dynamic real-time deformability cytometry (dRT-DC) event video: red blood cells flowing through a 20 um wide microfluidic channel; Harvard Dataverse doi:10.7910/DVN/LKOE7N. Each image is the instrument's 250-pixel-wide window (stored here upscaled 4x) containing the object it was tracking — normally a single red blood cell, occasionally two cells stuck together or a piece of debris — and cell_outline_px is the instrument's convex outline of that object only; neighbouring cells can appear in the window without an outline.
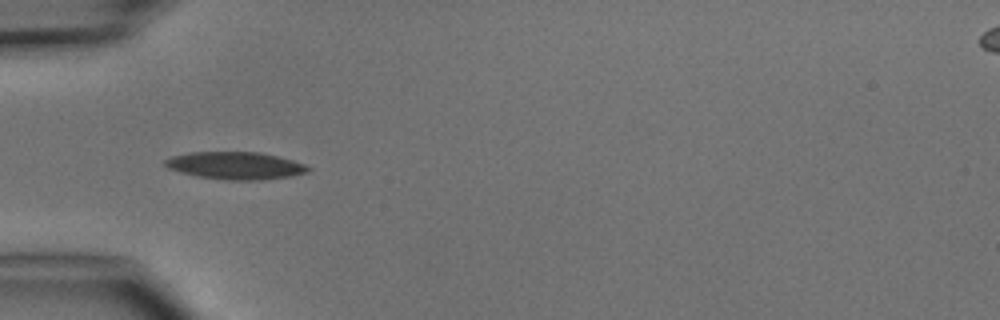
{"species": "common noctule bat (a hibernating species)", "species_latin": "Nyctalus noctula", "temperature_condition": "cold", "stored_images_in_passage": 3, "camera_frame_rate_fps": 3000, "um_per_image_px": 0.085, "animal": {"sex": "male", "body_mass_g": 15.6}, "frame": {"image": 1, "passage_image": 3, "time_ms": 2.333, "image_size_px": [1000, 320], "cell_outline_px": [[312, 168], [308, 172], [292, 176], [260, 180], [228, 180], [196, 176], [180, 172], [168, 168], [164, 164], [164, 160], [172, 156], [192, 152], [260, 152], [292, 160], [304, 164]], "centroid_in_image_um": [20.02, 14.08], "position_along_channel_um": 65.0, "area_um2": 22.83}}